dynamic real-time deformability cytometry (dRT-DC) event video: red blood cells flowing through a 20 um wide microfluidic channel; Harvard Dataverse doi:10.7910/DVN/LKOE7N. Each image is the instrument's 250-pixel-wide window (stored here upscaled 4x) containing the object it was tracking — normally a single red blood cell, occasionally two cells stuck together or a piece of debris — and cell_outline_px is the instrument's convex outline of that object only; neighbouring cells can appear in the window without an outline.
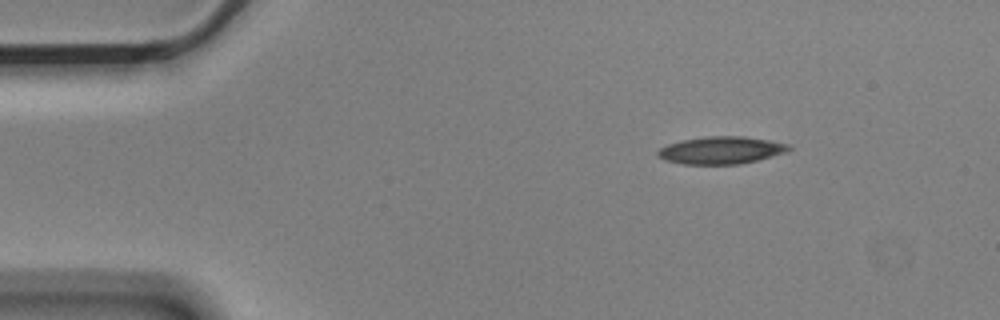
{"species": "Egyptian fruit bat (a non-hibernating species)", "species_latin": "Rousettus aegyptiacus", "temperature_condition": "cold", "stored_images_in_passage": 4, "camera_frame_rate_fps": 3000, "um_per_image_px": 0.085, "animal": {"sex": "male"}, "frame": {"image": 1, "passage_image": 1, "time_ms": 0.0, "image_size_px": [1000, 320], "cell_outline_px": [[792, 148], [784, 152], [756, 160], [740, 164], [684, 164], [664, 160], [656, 156], [656, 152], [660, 148], [668, 144], [684, 140], [708, 136], [744, 136], [768, 140], [788, 144]], "centroid_in_image_um": [61.25, 12.77], "position_along_channel_um": 23.8, "area_um2": 20.69}}